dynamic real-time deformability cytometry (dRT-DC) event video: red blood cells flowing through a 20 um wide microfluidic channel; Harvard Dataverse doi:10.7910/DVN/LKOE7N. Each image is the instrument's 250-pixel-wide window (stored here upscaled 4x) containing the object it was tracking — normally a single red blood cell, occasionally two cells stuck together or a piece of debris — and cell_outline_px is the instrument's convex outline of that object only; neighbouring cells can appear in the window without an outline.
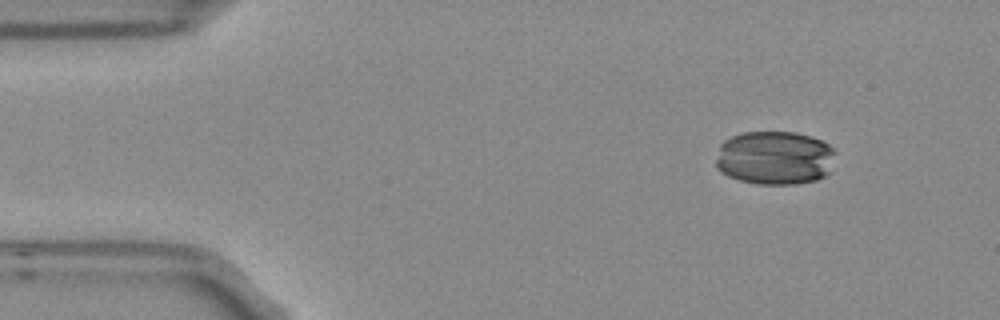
{"species": "Egyptian fruit bat (a non-hibernating species)", "species_latin": "Rousettus aegyptiacus", "temperature_condition": "room temperature", "stored_images_in_passage": 6, "camera_frame_rate_fps": 3000, "um_per_image_px": 0.085, "frame": {"image": 1, "passage_image": 1, "time_ms": 0.0, "image_size_px": [1000, 320], "cell_outline_px": [[836, 152], [828, 172], [824, 176], [816, 180], [796, 184], [756, 184], [740, 180], [728, 176], [720, 172], [716, 168], [716, 160], [720, 144], [724, 140], [732, 136], [744, 132], [796, 132], [812, 136], [828, 144]], "centroid_in_image_um": [65.83, 13.41], "position_along_channel_um": 19.2, "area_um2": 37.69}}